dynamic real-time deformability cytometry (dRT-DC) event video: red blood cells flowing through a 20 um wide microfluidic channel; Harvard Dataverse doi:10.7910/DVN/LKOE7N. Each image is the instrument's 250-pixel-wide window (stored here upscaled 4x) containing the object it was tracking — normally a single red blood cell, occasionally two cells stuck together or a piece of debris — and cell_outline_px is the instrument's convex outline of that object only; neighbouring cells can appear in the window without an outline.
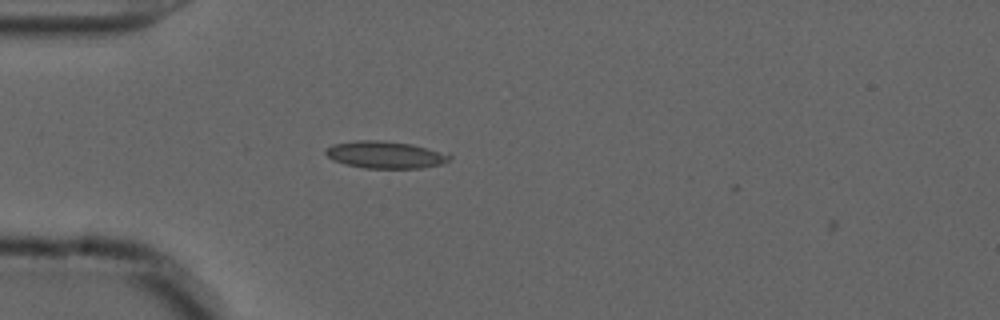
{"species": "common noctule bat (a hibernating species)", "species_latin": "Nyctalus noctula", "temperature_condition": "cold", "stored_images_in_passage": 3, "camera_frame_rate_fps": 3000, "um_per_image_px": 0.085, "animal": {"sex": "male", "forearm_length_mm": 52.5}, "frame": {"image": 1, "passage_image": 2, "time_ms": 0.333, "image_size_px": [1000, 320], "cell_outline_px": [[452, 156], [444, 164], [420, 168], [364, 168], [344, 164], [332, 160], [324, 152], [332, 144], [356, 140], [380, 140], [412, 144], [452, 152]], "centroid_in_image_um": [32.82, 13.15], "position_along_channel_um": 52.2, "area_um2": 20.0}}